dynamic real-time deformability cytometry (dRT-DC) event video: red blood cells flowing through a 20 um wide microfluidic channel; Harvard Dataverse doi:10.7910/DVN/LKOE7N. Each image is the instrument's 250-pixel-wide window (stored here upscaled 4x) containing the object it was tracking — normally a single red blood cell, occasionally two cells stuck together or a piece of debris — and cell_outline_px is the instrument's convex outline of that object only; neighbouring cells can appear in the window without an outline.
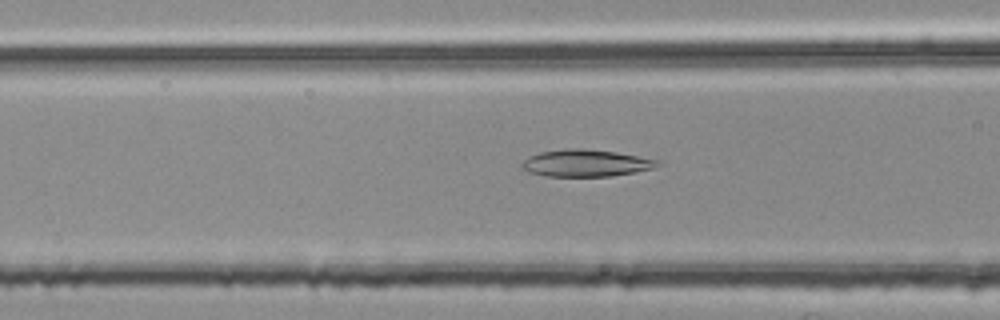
{"species": "common noctule bat (a hibernating species)", "species_latin": "Nyctalus noctula", "temperature_condition": "room temperature", "stored_images_in_passage": 43, "camera_frame_rate_fps": 3000, "um_per_image_px": 0.085, "animal": {"sex": "female", "body_mass_g": 25.1}, "frame": {"image": 1, "passage_image": 10, "time_ms": 3.0, "image_size_px": [1000, 320], "cell_outline_px": [[660, 164], [656, 168], [636, 172], [608, 176], [548, 176], [528, 172], [520, 168], [520, 164], [528, 156], [540, 152], [564, 148], [584, 148], [616, 152], [660, 160]], "centroid_in_image_um": [49.78, 13.85], "position_along_channel_um": 116.8, "area_um2": 21.56}}
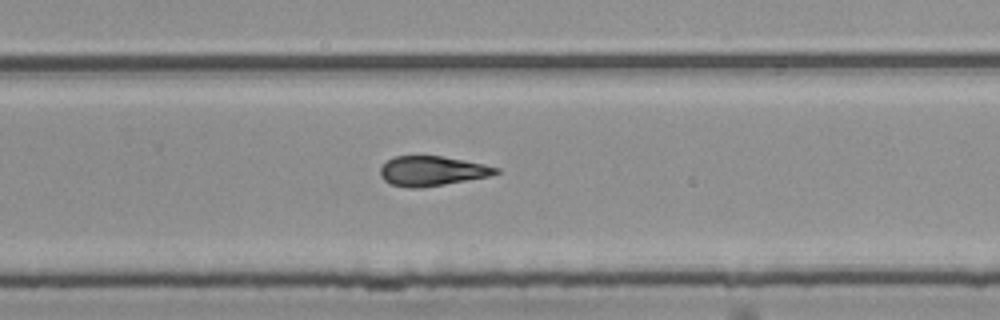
{"frame": {"image": 2, "passage_image": 24, "time_ms": 7.667, "image_size_px": [1000, 320], "cell_outline_px": [[500, 172], [492, 176], [420, 188], [408, 188], [392, 184], [384, 180], [380, 176], [380, 168], [392, 156], [440, 156], [464, 160], [484, 164], [500, 168]], "centroid_in_image_um": [36.74, 14.53], "position_along_channel_um": 293.1, "area_um2": 20.06}}
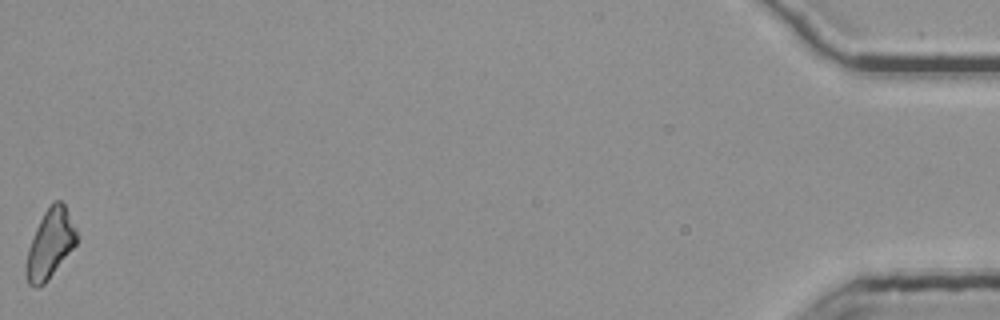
{"frame": {"image": 3, "passage_image": 43, "time_ms": 14.0, "image_size_px": [1000, 320], "cell_outline_px": [[76, 244], [48, 280], [44, 284], [36, 288], [28, 284], [24, 276], [24, 268], [28, 248], [36, 228], [44, 212], [56, 200], [60, 200], [64, 204], [76, 228]], "centroid_in_image_um": [4.22, 20.78], "position_along_channel_um": 431.0, "area_um2": 20.17}, "authors_computed_cell_mechanics": {"area_um2": 20.23, "velocity_mm_per_s": 3.7806, "shape_relaxation_time_tau1_ms": 9.4308, "shape_relaxation_time_tau2_ms": 4.6565, "deformation_change_tau1": 0.2044, "deformation_change_tau2": 0.133}}